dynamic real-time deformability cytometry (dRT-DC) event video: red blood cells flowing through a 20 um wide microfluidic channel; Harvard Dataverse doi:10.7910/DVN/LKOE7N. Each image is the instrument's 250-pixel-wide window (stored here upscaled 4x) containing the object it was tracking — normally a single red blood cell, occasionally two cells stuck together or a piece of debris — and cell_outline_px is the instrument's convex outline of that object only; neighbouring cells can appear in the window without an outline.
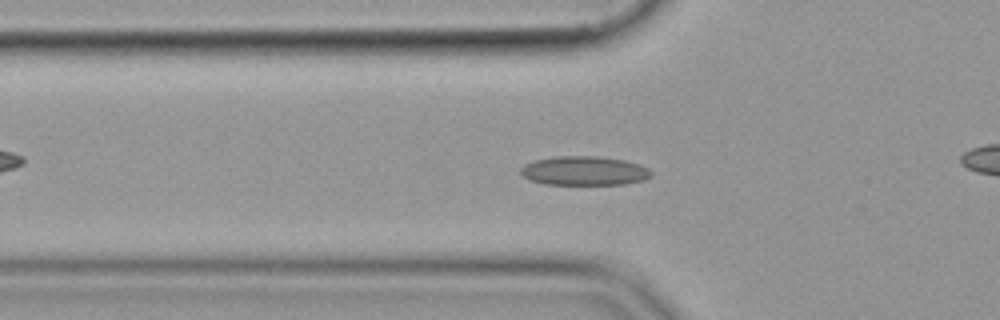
{"species": "common noctule bat (a hibernating species)", "species_latin": "Nyctalus noctula", "temperature_condition": "cold", "stored_images_in_passage": 51, "camera_frame_rate_fps": 3000, "um_per_image_px": 0.085, "animal": {"sex": "female", "body_mass_g": 19.9}, "frame": {"image": 1, "passage_image": 14, "time_ms": 4.333, "image_size_px": [1000, 320], "cell_outline_px": [[652, 176], [644, 180], [624, 184], [544, 184], [532, 180], [524, 176], [520, 172], [520, 168], [524, 164], [532, 160], [552, 156], [596, 156], [624, 160], [640, 164], [648, 168], [652, 172]], "centroid_in_image_um": [49.66, 14.51], "position_along_channel_um": 76.1, "area_um2": 22.25}}
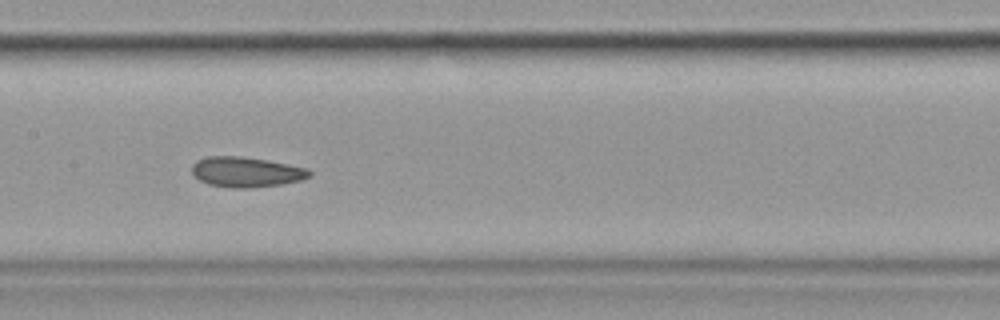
{"frame": {"image": 2, "passage_image": 23, "time_ms": 7.333, "image_size_px": [1000, 320], "cell_outline_px": [[312, 176], [300, 180], [280, 184], [248, 188], [232, 188], [208, 184], [192, 176], [192, 164], [196, 160], [208, 156], [240, 156], [268, 160], [308, 168], [312, 172]], "centroid_in_image_um": [20.91, 14.61], "position_along_channel_um": 186.5, "area_um2": 20.81}}
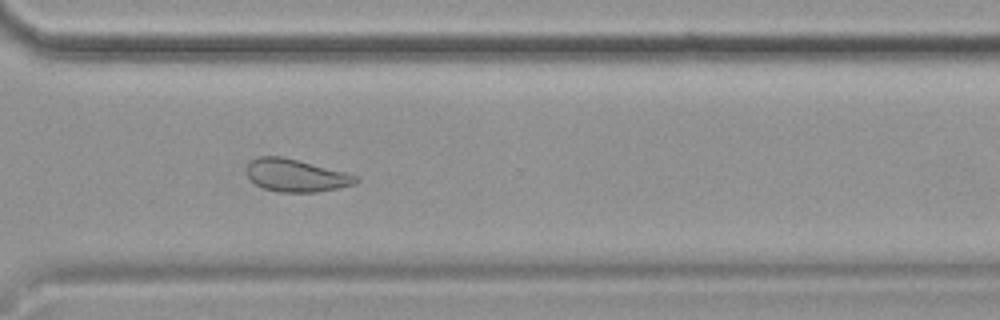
{"frame": {"image": 3, "passage_image": 36, "time_ms": 11.667, "image_size_px": [1000, 320], "cell_outline_px": [[360, 180], [356, 184], [340, 188], [316, 192], [280, 192], [264, 188], [256, 184], [248, 176], [248, 164], [256, 156], [280, 156], [360, 176]], "centroid_in_image_um": [25.2, 14.92], "position_along_channel_um": 345.4, "area_um2": 20.52}}